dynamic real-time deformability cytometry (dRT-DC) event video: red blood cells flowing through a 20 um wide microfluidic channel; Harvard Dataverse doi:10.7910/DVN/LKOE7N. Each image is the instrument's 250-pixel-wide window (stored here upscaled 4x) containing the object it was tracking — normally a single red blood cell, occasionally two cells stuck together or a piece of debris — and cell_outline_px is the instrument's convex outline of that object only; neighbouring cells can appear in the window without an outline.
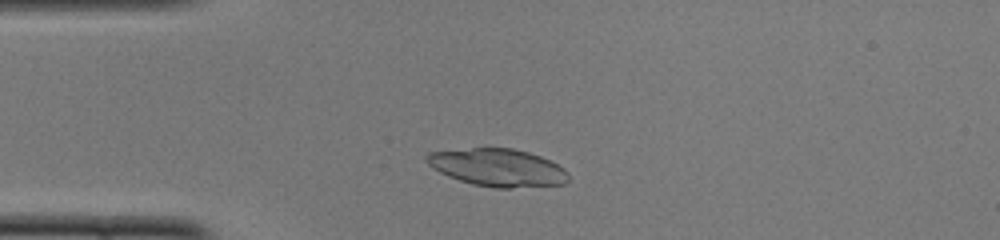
{"species": "common noctule bat (a hibernating species)", "species_latin": "Nyctalus noctula", "temperature_condition": "cold", "stored_images_in_passage": 44, "camera_frame_rate_fps": 3000, "um_per_image_px": 0.085, "animal": {"sex": "female", "body_mass_g": 22.0, "forearm_length_mm": 56.7}, "frame": {"image": 1, "passage_image": 6, "time_ms": 1.667, "image_size_px": [1000, 240], "cell_outline_px": [[568, 180], [564, 184], [508, 188], [492, 188], [472, 184], [448, 176], [432, 168], [424, 160], [424, 156], [428, 152], [472, 148], [512, 148], [528, 152], [540, 156], [564, 168], [568, 172]], "centroid_in_image_um": [42.27, 14.24], "position_along_channel_um": 42.7, "area_um2": 31.1}}
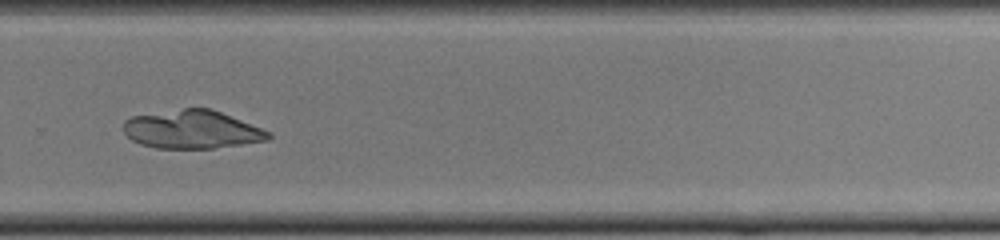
{"frame": {"image": 2, "passage_image": 28, "time_ms": 9.0, "image_size_px": [1000, 240], "cell_outline_px": [[272, 136], [268, 140], [212, 148], [156, 148], [140, 144], [132, 140], [124, 132], [124, 120], [132, 116], [184, 108], [212, 108], [272, 132]], "centroid_in_image_um": [16.33, 11.0], "position_along_channel_um": 313.5, "area_um2": 32.31}}